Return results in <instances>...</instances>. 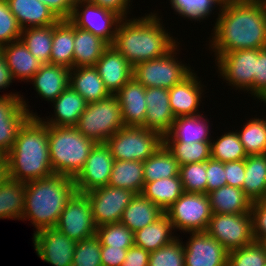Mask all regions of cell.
Wrapping results in <instances>:
<instances>
[{
	"instance_id": "obj_1",
	"label": "cell",
	"mask_w": 266,
	"mask_h": 266,
	"mask_svg": "<svg viewBox=\"0 0 266 266\" xmlns=\"http://www.w3.org/2000/svg\"><path fill=\"white\" fill-rule=\"evenodd\" d=\"M217 14L209 42L215 59L236 50L266 48V23L259 0H231Z\"/></svg>"
},
{
	"instance_id": "obj_2",
	"label": "cell",
	"mask_w": 266,
	"mask_h": 266,
	"mask_svg": "<svg viewBox=\"0 0 266 266\" xmlns=\"http://www.w3.org/2000/svg\"><path fill=\"white\" fill-rule=\"evenodd\" d=\"M161 20L154 12L129 20L122 18L112 46L133 67L138 63L165 56L179 42L164 29Z\"/></svg>"
},
{
	"instance_id": "obj_3",
	"label": "cell",
	"mask_w": 266,
	"mask_h": 266,
	"mask_svg": "<svg viewBox=\"0 0 266 266\" xmlns=\"http://www.w3.org/2000/svg\"><path fill=\"white\" fill-rule=\"evenodd\" d=\"M9 178L29 182L53 175L48 147V125L30 116L19 128L12 149L5 155Z\"/></svg>"
},
{
	"instance_id": "obj_4",
	"label": "cell",
	"mask_w": 266,
	"mask_h": 266,
	"mask_svg": "<svg viewBox=\"0 0 266 266\" xmlns=\"http://www.w3.org/2000/svg\"><path fill=\"white\" fill-rule=\"evenodd\" d=\"M74 178L53 174L25 183V207L22 220H30L38 232L56 227L67 202L76 193Z\"/></svg>"
},
{
	"instance_id": "obj_5",
	"label": "cell",
	"mask_w": 266,
	"mask_h": 266,
	"mask_svg": "<svg viewBox=\"0 0 266 266\" xmlns=\"http://www.w3.org/2000/svg\"><path fill=\"white\" fill-rule=\"evenodd\" d=\"M96 142L75 126L48 125V147L54 174L75 178L82 170Z\"/></svg>"
},
{
	"instance_id": "obj_6",
	"label": "cell",
	"mask_w": 266,
	"mask_h": 266,
	"mask_svg": "<svg viewBox=\"0 0 266 266\" xmlns=\"http://www.w3.org/2000/svg\"><path fill=\"white\" fill-rule=\"evenodd\" d=\"M85 137L96 143H106L124 127L119 100L115 94L94 103H88L75 126Z\"/></svg>"
},
{
	"instance_id": "obj_7",
	"label": "cell",
	"mask_w": 266,
	"mask_h": 266,
	"mask_svg": "<svg viewBox=\"0 0 266 266\" xmlns=\"http://www.w3.org/2000/svg\"><path fill=\"white\" fill-rule=\"evenodd\" d=\"M106 144L115 160L145 162L163 144V137L144 127L124 126Z\"/></svg>"
},
{
	"instance_id": "obj_8",
	"label": "cell",
	"mask_w": 266,
	"mask_h": 266,
	"mask_svg": "<svg viewBox=\"0 0 266 266\" xmlns=\"http://www.w3.org/2000/svg\"><path fill=\"white\" fill-rule=\"evenodd\" d=\"M179 43L165 56L138 63L133 67V77L145 88L159 87L171 89L192 71L176 58ZM175 54V55H174Z\"/></svg>"
},
{
	"instance_id": "obj_9",
	"label": "cell",
	"mask_w": 266,
	"mask_h": 266,
	"mask_svg": "<svg viewBox=\"0 0 266 266\" xmlns=\"http://www.w3.org/2000/svg\"><path fill=\"white\" fill-rule=\"evenodd\" d=\"M164 213L183 233L206 231L213 214L207 194L194 192H184Z\"/></svg>"
},
{
	"instance_id": "obj_10",
	"label": "cell",
	"mask_w": 266,
	"mask_h": 266,
	"mask_svg": "<svg viewBox=\"0 0 266 266\" xmlns=\"http://www.w3.org/2000/svg\"><path fill=\"white\" fill-rule=\"evenodd\" d=\"M259 49H242L221 54L215 59L218 71L230 86L237 90L251 92L254 96L256 60ZM217 60V61H216Z\"/></svg>"
},
{
	"instance_id": "obj_11",
	"label": "cell",
	"mask_w": 266,
	"mask_h": 266,
	"mask_svg": "<svg viewBox=\"0 0 266 266\" xmlns=\"http://www.w3.org/2000/svg\"><path fill=\"white\" fill-rule=\"evenodd\" d=\"M206 232L230 252L254 241L250 213H213Z\"/></svg>"
},
{
	"instance_id": "obj_12",
	"label": "cell",
	"mask_w": 266,
	"mask_h": 266,
	"mask_svg": "<svg viewBox=\"0 0 266 266\" xmlns=\"http://www.w3.org/2000/svg\"><path fill=\"white\" fill-rule=\"evenodd\" d=\"M121 19L115 12L102 8L88 0H76L72 15L69 18L76 27L91 32L109 45L114 42Z\"/></svg>"
},
{
	"instance_id": "obj_13",
	"label": "cell",
	"mask_w": 266,
	"mask_h": 266,
	"mask_svg": "<svg viewBox=\"0 0 266 266\" xmlns=\"http://www.w3.org/2000/svg\"><path fill=\"white\" fill-rule=\"evenodd\" d=\"M84 194L89 199L96 227L120 223L123 211L136 195L130 190L109 185L92 189Z\"/></svg>"
},
{
	"instance_id": "obj_14",
	"label": "cell",
	"mask_w": 266,
	"mask_h": 266,
	"mask_svg": "<svg viewBox=\"0 0 266 266\" xmlns=\"http://www.w3.org/2000/svg\"><path fill=\"white\" fill-rule=\"evenodd\" d=\"M56 228L76 242L96 235L92 208L84 193L76 192L71 197L60 214Z\"/></svg>"
},
{
	"instance_id": "obj_15",
	"label": "cell",
	"mask_w": 266,
	"mask_h": 266,
	"mask_svg": "<svg viewBox=\"0 0 266 266\" xmlns=\"http://www.w3.org/2000/svg\"><path fill=\"white\" fill-rule=\"evenodd\" d=\"M17 93L0 94V151L6 155L13 147L19 128L32 112L26 100ZM25 100V101H24Z\"/></svg>"
},
{
	"instance_id": "obj_16",
	"label": "cell",
	"mask_w": 266,
	"mask_h": 266,
	"mask_svg": "<svg viewBox=\"0 0 266 266\" xmlns=\"http://www.w3.org/2000/svg\"><path fill=\"white\" fill-rule=\"evenodd\" d=\"M115 159L106 143H96L87 160L74 178L76 191L86 193L108 185Z\"/></svg>"
},
{
	"instance_id": "obj_17",
	"label": "cell",
	"mask_w": 266,
	"mask_h": 266,
	"mask_svg": "<svg viewBox=\"0 0 266 266\" xmlns=\"http://www.w3.org/2000/svg\"><path fill=\"white\" fill-rule=\"evenodd\" d=\"M37 256L53 266H72L76 241L56 227L45 228L33 234Z\"/></svg>"
},
{
	"instance_id": "obj_18",
	"label": "cell",
	"mask_w": 266,
	"mask_h": 266,
	"mask_svg": "<svg viewBox=\"0 0 266 266\" xmlns=\"http://www.w3.org/2000/svg\"><path fill=\"white\" fill-rule=\"evenodd\" d=\"M184 245L185 266H227L228 251L206 231L190 232Z\"/></svg>"
},
{
	"instance_id": "obj_19",
	"label": "cell",
	"mask_w": 266,
	"mask_h": 266,
	"mask_svg": "<svg viewBox=\"0 0 266 266\" xmlns=\"http://www.w3.org/2000/svg\"><path fill=\"white\" fill-rule=\"evenodd\" d=\"M94 67L110 94H116L133 77V66L112 45Z\"/></svg>"
},
{
	"instance_id": "obj_20",
	"label": "cell",
	"mask_w": 266,
	"mask_h": 266,
	"mask_svg": "<svg viewBox=\"0 0 266 266\" xmlns=\"http://www.w3.org/2000/svg\"><path fill=\"white\" fill-rule=\"evenodd\" d=\"M203 86L196 72H191L181 82L168 89L169 103L175 118L200 114L198 108L202 103Z\"/></svg>"
},
{
	"instance_id": "obj_21",
	"label": "cell",
	"mask_w": 266,
	"mask_h": 266,
	"mask_svg": "<svg viewBox=\"0 0 266 266\" xmlns=\"http://www.w3.org/2000/svg\"><path fill=\"white\" fill-rule=\"evenodd\" d=\"M146 88L132 77L115 94L119 100L122 119L126 127H144L147 103Z\"/></svg>"
},
{
	"instance_id": "obj_22",
	"label": "cell",
	"mask_w": 266,
	"mask_h": 266,
	"mask_svg": "<svg viewBox=\"0 0 266 266\" xmlns=\"http://www.w3.org/2000/svg\"><path fill=\"white\" fill-rule=\"evenodd\" d=\"M147 103L144 128L158 132L164 137L175 120L169 103L168 89L159 87L146 88Z\"/></svg>"
},
{
	"instance_id": "obj_23",
	"label": "cell",
	"mask_w": 266,
	"mask_h": 266,
	"mask_svg": "<svg viewBox=\"0 0 266 266\" xmlns=\"http://www.w3.org/2000/svg\"><path fill=\"white\" fill-rule=\"evenodd\" d=\"M203 114L176 117L163 143L211 142L209 121Z\"/></svg>"
},
{
	"instance_id": "obj_24",
	"label": "cell",
	"mask_w": 266,
	"mask_h": 266,
	"mask_svg": "<svg viewBox=\"0 0 266 266\" xmlns=\"http://www.w3.org/2000/svg\"><path fill=\"white\" fill-rule=\"evenodd\" d=\"M51 103L54 115L50 119L46 116V121L37 116L43 123L51 126H76L87 105L85 99L70 85Z\"/></svg>"
},
{
	"instance_id": "obj_25",
	"label": "cell",
	"mask_w": 266,
	"mask_h": 266,
	"mask_svg": "<svg viewBox=\"0 0 266 266\" xmlns=\"http://www.w3.org/2000/svg\"><path fill=\"white\" fill-rule=\"evenodd\" d=\"M30 81L40 97L52 102L69 86L70 69L61 65L43 64Z\"/></svg>"
},
{
	"instance_id": "obj_26",
	"label": "cell",
	"mask_w": 266,
	"mask_h": 266,
	"mask_svg": "<svg viewBox=\"0 0 266 266\" xmlns=\"http://www.w3.org/2000/svg\"><path fill=\"white\" fill-rule=\"evenodd\" d=\"M8 6L23 29L56 24L60 19L39 0H7Z\"/></svg>"
},
{
	"instance_id": "obj_27",
	"label": "cell",
	"mask_w": 266,
	"mask_h": 266,
	"mask_svg": "<svg viewBox=\"0 0 266 266\" xmlns=\"http://www.w3.org/2000/svg\"><path fill=\"white\" fill-rule=\"evenodd\" d=\"M13 80H29L43 66L23 44L21 40L11 42L1 47Z\"/></svg>"
},
{
	"instance_id": "obj_28",
	"label": "cell",
	"mask_w": 266,
	"mask_h": 266,
	"mask_svg": "<svg viewBox=\"0 0 266 266\" xmlns=\"http://www.w3.org/2000/svg\"><path fill=\"white\" fill-rule=\"evenodd\" d=\"M212 213L244 214L250 213L252 201L237 187L222 186L207 193Z\"/></svg>"
},
{
	"instance_id": "obj_29",
	"label": "cell",
	"mask_w": 266,
	"mask_h": 266,
	"mask_svg": "<svg viewBox=\"0 0 266 266\" xmlns=\"http://www.w3.org/2000/svg\"><path fill=\"white\" fill-rule=\"evenodd\" d=\"M69 85L88 103H94L111 95L94 66L70 69Z\"/></svg>"
},
{
	"instance_id": "obj_30",
	"label": "cell",
	"mask_w": 266,
	"mask_h": 266,
	"mask_svg": "<svg viewBox=\"0 0 266 266\" xmlns=\"http://www.w3.org/2000/svg\"><path fill=\"white\" fill-rule=\"evenodd\" d=\"M74 24L69 19H60L53 24V40L50 64L74 68Z\"/></svg>"
},
{
	"instance_id": "obj_31",
	"label": "cell",
	"mask_w": 266,
	"mask_h": 266,
	"mask_svg": "<svg viewBox=\"0 0 266 266\" xmlns=\"http://www.w3.org/2000/svg\"><path fill=\"white\" fill-rule=\"evenodd\" d=\"M174 231L177 230H174L172 223L164 213L150 225L134 232V244L150 253L178 238L174 235Z\"/></svg>"
},
{
	"instance_id": "obj_32",
	"label": "cell",
	"mask_w": 266,
	"mask_h": 266,
	"mask_svg": "<svg viewBox=\"0 0 266 266\" xmlns=\"http://www.w3.org/2000/svg\"><path fill=\"white\" fill-rule=\"evenodd\" d=\"M74 68L95 66L109 44L74 25Z\"/></svg>"
},
{
	"instance_id": "obj_33",
	"label": "cell",
	"mask_w": 266,
	"mask_h": 266,
	"mask_svg": "<svg viewBox=\"0 0 266 266\" xmlns=\"http://www.w3.org/2000/svg\"><path fill=\"white\" fill-rule=\"evenodd\" d=\"M164 214V211L141 194L135 195L123 211L120 223L136 232L150 225Z\"/></svg>"
},
{
	"instance_id": "obj_34",
	"label": "cell",
	"mask_w": 266,
	"mask_h": 266,
	"mask_svg": "<svg viewBox=\"0 0 266 266\" xmlns=\"http://www.w3.org/2000/svg\"><path fill=\"white\" fill-rule=\"evenodd\" d=\"M144 183V168L142 161H114L108 182L110 187L127 189L138 195L141 194Z\"/></svg>"
},
{
	"instance_id": "obj_35",
	"label": "cell",
	"mask_w": 266,
	"mask_h": 266,
	"mask_svg": "<svg viewBox=\"0 0 266 266\" xmlns=\"http://www.w3.org/2000/svg\"><path fill=\"white\" fill-rule=\"evenodd\" d=\"M241 189L252 202L266 198V154L247 156Z\"/></svg>"
},
{
	"instance_id": "obj_36",
	"label": "cell",
	"mask_w": 266,
	"mask_h": 266,
	"mask_svg": "<svg viewBox=\"0 0 266 266\" xmlns=\"http://www.w3.org/2000/svg\"><path fill=\"white\" fill-rule=\"evenodd\" d=\"M184 193L179 176L145 182L141 195L164 212Z\"/></svg>"
},
{
	"instance_id": "obj_37",
	"label": "cell",
	"mask_w": 266,
	"mask_h": 266,
	"mask_svg": "<svg viewBox=\"0 0 266 266\" xmlns=\"http://www.w3.org/2000/svg\"><path fill=\"white\" fill-rule=\"evenodd\" d=\"M25 207V182L8 178L0 185V219H22Z\"/></svg>"
},
{
	"instance_id": "obj_38",
	"label": "cell",
	"mask_w": 266,
	"mask_h": 266,
	"mask_svg": "<svg viewBox=\"0 0 266 266\" xmlns=\"http://www.w3.org/2000/svg\"><path fill=\"white\" fill-rule=\"evenodd\" d=\"M144 181L153 182L163 178L179 176V164L172 153L162 144L158 150L143 162Z\"/></svg>"
},
{
	"instance_id": "obj_39",
	"label": "cell",
	"mask_w": 266,
	"mask_h": 266,
	"mask_svg": "<svg viewBox=\"0 0 266 266\" xmlns=\"http://www.w3.org/2000/svg\"><path fill=\"white\" fill-rule=\"evenodd\" d=\"M20 40L37 60L43 64H50L53 24L23 29Z\"/></svg>"
},
{
	"instance_id": "obj_40",
	"label": "cell",
	"mask_w": 266,
	"mask_h": 266,
	"mask_svg": "<svg viewBox=\"0 0 266 266\" xmlns=\"http://www.w3.org/2000/svg\"><path fill=\"white\" fill-rule=\"evenodd\" d=\"M237 131L247 156L266 154V119L253 117Z\"/></svg>"
},
{
	"instance_id": "obj_41",
	"label": "cell",
	"mask_w": 266,
	"mask_h": 266,
	"mask_svg": "<svg viewBox=\"0 0 266 266\" xmlns=\"http://www.w3.org/2000/svg\"><path fill=\"white\" fill-rule=\"evenodd\" d=\"M218 138L216 141L210 142L212 159L225 163L247 158V154L236 131L224 132Z\"/></svg>"
},
{
	"instance_id": "obj_42",
	"label": "cell",
	"mask_w": 266,
	"mask_h": 266,
	"mask_svg": "<svg viewBox=\"0 0 266 266\" xmlns=\"http://www.w3.org/2000/svg\"><path fill=\"white\" fill-rule=\"evenodd\" d=\"M178 16L187 18V20L201 21L212 14V10L218 7L221 9L231 0H169ZM217 5V6H216Z\"/></svg>"
},
{
	"instance_id": "obj_43",
	"label": "cell",
	"mask_w": 266,
	"mask_h": 266,
	"mask_svg": "<svg viewBox=\"0 0 266 266\" xmlns=\"http://www.w3.org/2000/svg\"><path fill=\"white\" fill-rule=\"evenodd\" d=\"M172 153L179 166L205 162L211 158L210 142L163 143Z\"/></svg>"
},
{
	"instance_id": "obj_44",
	"label": "cell",
	"mask_w": 266,
	"mask_h": 266,
	"mask_svg": "<svg viewBox=\"0 0 266 266\" xmlns=\"http://www.w3.org/2000/svg\"><path fill=\"white\" fill-rule=\"evenodd\" d=\"M96 235L101 246L129 249L134 246V232L121 223L104 224L97 227Z\"/></svg>"
},
{
	"instance_id": "obj_45",
	"label": "cell",
	"mask_w": 266,
	"mask_h": 266,
	"mask_svg": "<svg viewBox=\"0 0 266 266\" xmlns=\"http://www.w3.org/2000/svg\"><path fill=\"white\" fill-rule=\"evenodd\" d=\"M266 246L263 242L253 241L239 249L228 252L227 266H265Z\"/></svg>"
},
{
	"instance_id": "obj_46",
	"label": "cell",
	"mask_w": 266,
	"mask_h": 266,
	"mask_svg": "<svg viewBox=\"0 0 266 266\" xmlns=\"http://www.w3.org/2000/svg\"><path fill=\"white\" fill-rule=\"evenodd\" d=\"M179 177L184 192L206 194V161L181 165Z\"/></svg>"
},
{
	"instance_id": "obj_47",
	"label": "cell",
	"mask_w": 266,
	"mask_h": 266,
	"mask_svg": "<svg viewBox=\"0 0 266 266\" xmlns=\"http://www.w3.org/2000/svg\"><path fill=\"white\" fill-rule=\"evenodd\" d=\"M72 266H102L101 243L97 235L76 242Z\"/></svg>"
},
{
	"instance_id": "obj_48",
	"label": "cell",
	"mask_w": 266,
	"mask_h": 266,
	"mask_svg": "<svg viewBox=\"0 0 266 266\" xmlns=\"http://www.w3.org/2000/svg\"><path fill=\"white\" fill-rule=\"evenodd\" d=\"M148 266H185L184 244L178 238L150 252Z\"/></svg>"
},
{
	"instance_id": "obj_49",
	"label": "cell",
	"mask_w": 266,
	"mask_h": 266,
	"mask_svg": "<svg viewBox=\"0 0 266 266\" xmlns=\"http://www.w3.org/2000/svg\"><path fill=\"white\" fill-rule=\"evenodd\" d=\"M22 28L11 12L7 0H0V48L20 40Z\"/></svg>"
},
{
	"instance_id": "obj_50",
	"label": "cell",
	"mask_w": 266,
	"mask_h": 266,
	"mask_svg": "<svg viewBox=\"0 0 266 266\" xmlns=\"http://www.w3.org/2000/svg\"><path fill=\"white\" fill-rule=\"evenodd\" d=\"M250 214L254 241H266V198L254 201Z\"/></svg>"
},
{
	"instance_id": "obj_51",
	"label": "cell",
	"mask_w": 266,
	"mask_h": 266,
	"mask_svg": "<svg viewBox=\"0 0 266 266\" xmlns=\"http://www.w3.org/2000/svg\"><path fill=\"white\" fill-rule=\"evenodd\" d=\"M206 194L219 189L222 186H226V175L224 169V163L216 161L212 158L206 161Z\"/></svg>"
},
{
	"instance_id": "obj_52",
	"label": "cell",
	"mask_w": 266,
	"mask_h": 266,
	"mask_svg": "<svg viewBox=\"0 0 266 266\" xmlns=\"http://www.w3.org/2000/svg\"><path fill=\"white\" fill-rule=\"evenodd\" d=\"M266 96V48L259 49L256 60L254 97L262 100Z\"/></svg>"
},
{
	"instance_id": "obj_53",
	"label": "cell",
	"mask_w": 266,
	"mask_h": 266,
	"mask_svg": "<svg viewBox=\"0 0 266 266\" xmlns=\"http://www.w3.org/2000/svg\"><path fill=\"white\" fill-rule=\"evenodd\" d=\"M228 186L242 188L245 177V159L224 163Z\"/></svg>"
},
{
	"instance_id": "obj_54",
	"label": "cell",
	"mask_w": 266,
	"mask_h": 266,
	"mask_svg": "<svg viewBox=\"0 0 266 266\" xmlns=\"http://www.w3.org/2000/svg\"><path fill=\"white\" fill-rule=\"evenodd\" d=\"M128 249L111 246H101L102 266H121L124 262Z\"/></svg>"
},
{
	"instance_id": "obj_55",
	"label": "cell",
	"mask_w": 266,
	"mask_h": 266,
	"mask_svg": "<svg viewBox=\"0 0 266 266\" xmlns=\"http://www.w3.org/2000/svg\"><path fill=\"white\" fill-rule=\"evenodd\" d=\"M47 5L59 19H69L76 0H39Z\"/></svg>"
},
{
	"instance_id": "obj_56",
	"label": "cell",
	"mask_w": 266,
	"mask_h": 266,
	"mask_svg": "<svg viewBox=\"0 0 266 266\" xmlns=\"http://www.w3.org/2000/svg\"><path fill=\"white\" fill-rule=\"evenodd\" d=\"M149 257L148 251L134 245L128 249L121 266H148Z\"/></svg>"
},
{
	"instance_id": "obj_57",
	"label": "cell",
	"mask_w": 266,
	"mask_h": 266,
	"mask_svg": "<svg viewBox=\"0 0 266 266\" xmlns=\"http://www.w3.org/2000/svg\"><path fill=\"white\" fill-rule=\"evenodd\" d=\"M102 8L108 9L118 14L121 18H126L130 9L131 0H88Z\"/></svg>"
},
{
	"instance_id": "obj_58",
	"label": "cell",
	"mask_w": 266,
	"mask_h": 266,
	"mask_svg": "<svg viewBox=\"0 0 266 266\" xmlns=\"http://www.w3.org/2000/svg\"><path fill=\"white\" fill-rule=\"evenodd\" d=\"M13 81L10 69L7 66L6 58L0 50V90L8 88Z\"/></svg>"
},
{
	"instance_id": "obj_59",
	"label": "cell",
	"mask_w": 266,
	"mask_h": 266,
	"mask_svg": "<svg viewBox=\"0 0 266 266\" xmlns=\"http://www.w3.org/2000/svg\"><path fill=\"white\" fill-rule=\"evenodd\" d=\"M9 178L8 160L5 156L0 159V185H2Z\"/></svg>"
},
{
	"instance_id": "obj_60",
	"label": "cell",
	"mask_w": 266,
	"mask_h": 266,
	"mask_svg": "<svg viewBox=\"0 0 266 266\" xmlns=\"http://www.w3.org/2000/svg\"><path fill=\"white\" fill-rule=\"evenodd\" d=\"M260 4L262 6V10L264 12V17H265V23H266V0H259Z\"/></svg>"
},
{
	"instance_id": "obj_61",
	"label": "cell",
	"mask_w": 266,
	"mask_h": 266,
	"mask_svg": "<svg viewBox=\"0 0 266 266\" xmlns=\"http://www.w3.org/2000/svg\"><path fill=\"white\" fill-rule=\"evenodd\" d=\"M5 155L0 151V159L4 158Z\"/></svg>"
},
{
	"instance_id": "obj_62",
	"label": "cell",
	"mask_w": 266,
	"mask_h": 266,
	"mask_svg": "<svg viewBox=\"0 0 266 266\" xmlns=\"http://www.w3.org/2000/svg\"><path fill=\"white\" fill-rule=\"evenodd\" d=\"M266 104V96L261 100V102H263Z\"/></svg>"
}]
</instances>
